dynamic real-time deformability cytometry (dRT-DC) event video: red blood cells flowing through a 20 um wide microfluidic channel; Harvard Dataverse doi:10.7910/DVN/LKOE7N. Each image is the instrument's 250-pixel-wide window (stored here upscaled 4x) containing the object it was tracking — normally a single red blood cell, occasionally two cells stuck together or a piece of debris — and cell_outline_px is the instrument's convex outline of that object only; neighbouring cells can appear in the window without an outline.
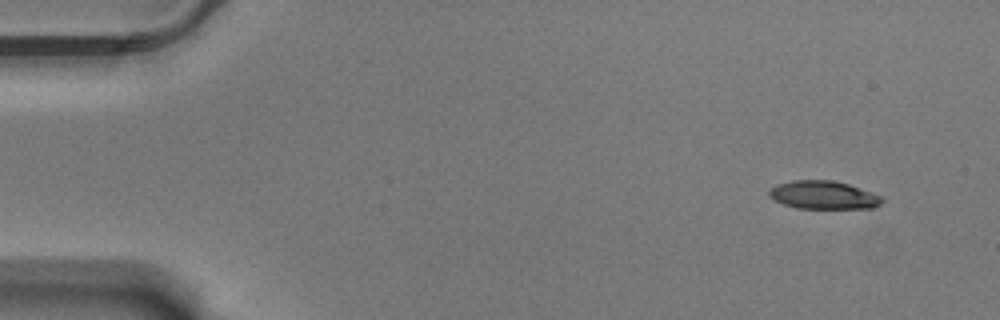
{"species": "Egyptian fruit bat (a non-hibernating species)", "species_latin": "Rousettus aegyptiacus", "temperature_condition": "warm", "stored_images_in_passage": 54, "camera_frame_rate_fps": 3000, "um_per_image_px": 0.085, "animal": {"sex": "male"}, "frame": {"image": 1, "passage_image": 1, "time_ms": 0.0, "image_size_px": [1000, 320], "cell_outline_px": [[884, 200], [880, 204], [872, 208], [796, 208], [784, 204], [768, 196], [768, 192], [776, 184], [792, 180], [832, 180], [848, 184], [884, 196]], "centroid_in_image_um": [70.01, 16.57], "position_along_channel_um": 15.0, "area_um2": 18.55}}
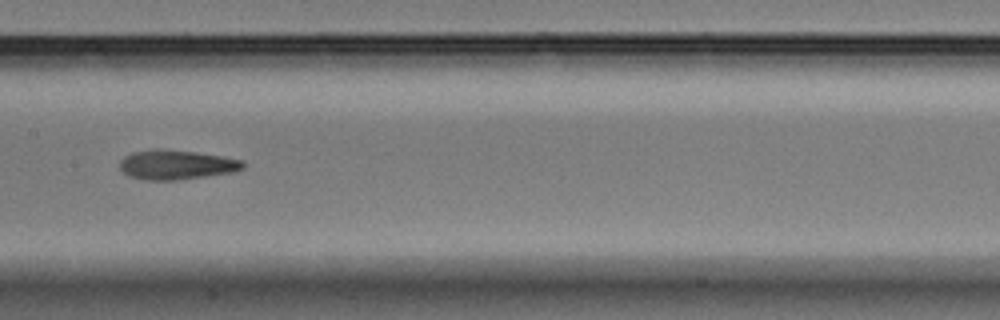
{"frame": {"image": 2, "passage_image": 26, "time_ms": 8.333, "image_size_px": [1000, 320], "cell_outline_px": [[244, 168], [232, 172], [180, 180], [144, 180], [128, 176], [120, 168], [120, 160], [124, 156], [132, 152], [196, 152], [220, 156], [240, 160], [244, 164]], "centroid_in_image_um": [14.99, 14.06], "position_along_channel_um": 192.4, "area_um2": 20.23}}
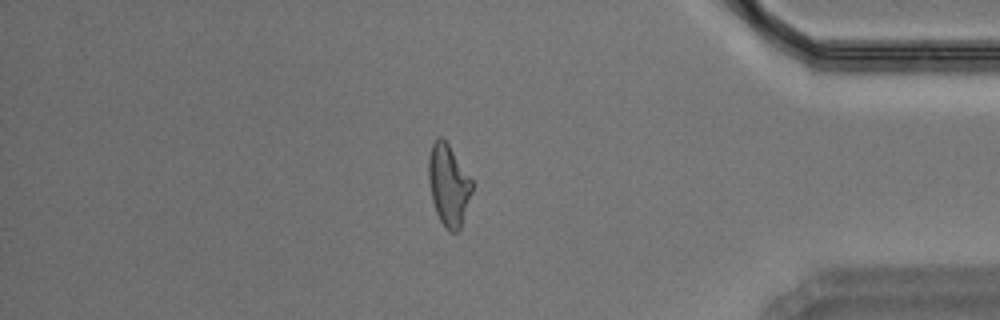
{"frame": {"image": 3, "passage_image": 46, "time_ms": 15.0, "image_size_px": [1000, 320], "cell_outline_px": [[472, 192], [460, 232], [448, 232], [440, 220], [436, 212], [432, 200], [428, 180], [428, 156], [432, 144], [436, 136], [440, 136], [448, 144], [472, 180]], "centroid_in_image_um": [38.12, 15.76], "position_along_channel_um": 397.1, "area_um2": 20.75}, "authors_computed_cell_mechanics": {"area_um2": 20.3167, "velocity_mm_per_s": 3.5054, "shape_relaxation_time_tau1_ms": null, "shape_relaxation_time_tau2_ms": 10.8556, "deformation_change_tau1": null, "deformation_change_tau2": 0.2168}}